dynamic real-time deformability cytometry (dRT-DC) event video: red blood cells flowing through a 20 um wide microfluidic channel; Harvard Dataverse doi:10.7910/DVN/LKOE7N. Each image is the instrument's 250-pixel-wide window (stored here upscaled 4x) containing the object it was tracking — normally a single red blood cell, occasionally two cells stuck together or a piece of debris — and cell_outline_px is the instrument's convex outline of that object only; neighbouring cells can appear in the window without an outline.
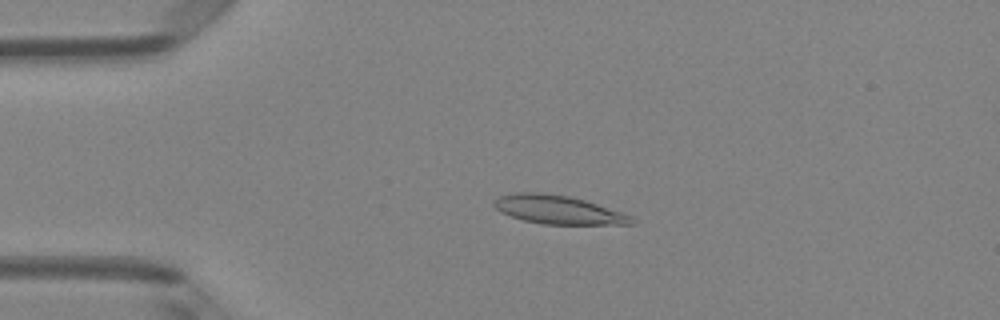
{"species": "Egyptian fruit bat (a non-hibernating species)", "species_latin": "Rousettus aegyptiacus", "temperature_condition": "room temperature", "stored_images_in_passage": 5, "camera_frame_rate_fps": 3000, "um_per_image_px": 0.085, "animal": {"sex": "female"}, "frame": {"image": 1, "passage_image": 3, "time_ms": 0.667, "image_size_px": [1000, 320], "cell_outline_px": [[636, 224], [540, 224], [524, 220], [500, 212], [492, 204], [492, 200], [500, 196], [516, 192], [544, 192], [568, 196], [584, 200], [632, 216], [636, 220]], "centroid_in_image_um": [47.41, 17.82], "position_along_channel_um": 37.6, "area_um2": 22.83}}